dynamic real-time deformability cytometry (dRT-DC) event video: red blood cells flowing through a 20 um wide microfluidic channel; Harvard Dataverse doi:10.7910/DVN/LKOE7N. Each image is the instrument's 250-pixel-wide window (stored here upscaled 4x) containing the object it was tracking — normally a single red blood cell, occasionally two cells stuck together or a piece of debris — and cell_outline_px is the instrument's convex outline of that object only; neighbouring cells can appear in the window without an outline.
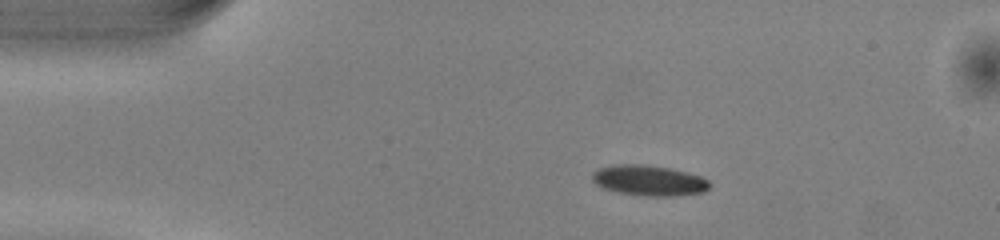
{"species": "common noctule bat (a hibernating species)", "species_latin": "Nyctalus noctula", "temperature_condition": "warm", "stored_images_in_passage": 42, "camera_frame_rate_fps": 3000, "um_per_image_px": 0.085, "animal": {"sex": "male", "body_mass_g": 13.0, "forearm_length_mm": 53.1}, "frame": {"image": 1, "passage_image": 1, "time_ms": 0.0, "image_size_px": [1000, 240], "cell_outline_px": [[712, 184], [704, 192], [672, 196], [648, 196], [616, 192], [604, 188], [596, 184], [592, 180], [592, 172], [600, 168], [612, 164], [644, 164], [668, 168], [688, 172], [700, 176], [708, 180]], "centroid_in_image_um": [55.15, 15.33], "position_along_channel_um": 29.8, "area_um2": 20.92}}
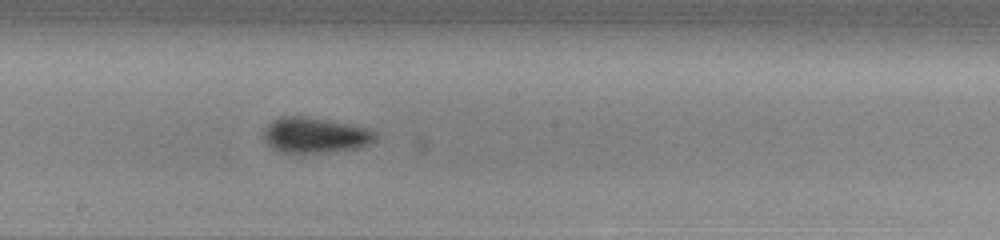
{"frame": {"image": 2, "passage_image": 19, "time_ms": 6.0, "image_size_px": [1000, 240], "cell_outline_px": [[376, 140], [368, 144], [356, 148], [328, 152], [280, 152], [272, 148], [264, 140], [264, 128], [272, 120], [280, 116], [300, 116], [328, 120], [352, 124], [368, 128], [376, 132]], "centroid_in_image_um": [26.78, 11.48], "position_along_channel_um": 221.4, "area_um2": 23.06}}
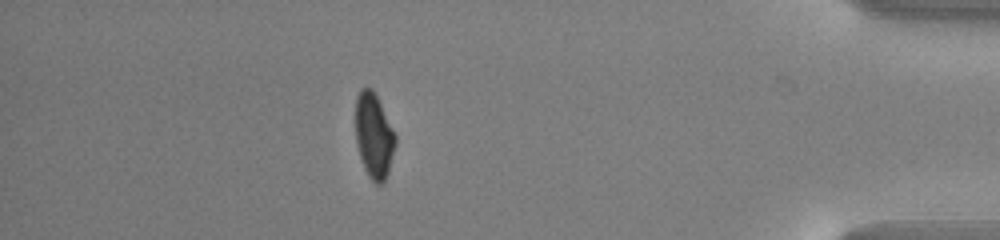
{"frame": {"image": 3, "passage_image": 36, "time_ms": 11.667, "image_size_px": [1000, 240], "cell_outline_px": [[396, 144], [388, 172], [384, 180], [380, 184], [376, 184], [368, 176], [364, 168], [356, 144], [356, 96], [360, 88], [372, 88], [396, 136]], "centroid_in_image_um": [31.77, 11.54], "position_along_channel_um": 403.4, "area_um2": 19.48}, "authors_computed_cell_mechanics": {"area_um2": 21.2993, "velocity_mm_per_s": 4.0732, "shape_relaxation_time_tau1_ms": 2.5919, "shape_relaxation_time_tau2_ms": null, "deformation_change_tau1": 0.1125, "deformation_change_tau2": null}}